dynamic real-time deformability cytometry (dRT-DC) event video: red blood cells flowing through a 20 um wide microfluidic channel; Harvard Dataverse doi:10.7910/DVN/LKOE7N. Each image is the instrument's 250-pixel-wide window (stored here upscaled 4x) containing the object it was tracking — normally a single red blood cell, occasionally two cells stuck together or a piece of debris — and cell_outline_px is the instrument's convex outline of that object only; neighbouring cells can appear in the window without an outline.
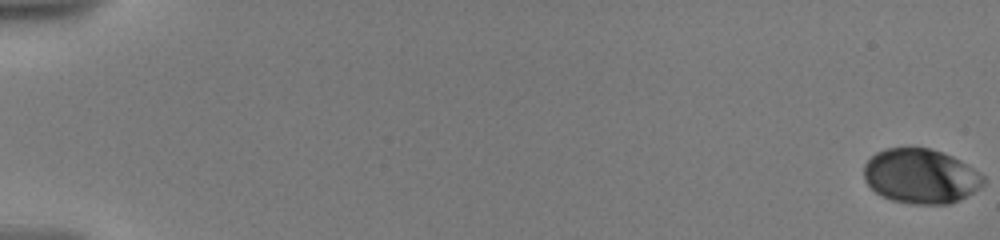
{"species": "human", "species_latin": "Homo sapiens", "temperature_condition": "warm", "stored_images_in_passage": 19, "camera_frame_rate_fps": 3000, "um_per_image_px": 0.085, "donor": {"sex": "male"}, "frame": {"image": 1, "passage_image": 1, "time_ms": 0.0, "image_size_px": [1000, 240], "cell_outline_px": [[984, 184], [980, 188], [960, 200], [948, 204], [912, 204], [892, 200], [876, 192], [864, 180], [864, 164], [876, 152], [888, 148], [928, 148], [952, 156], [960, 160], [980, 172], [984, 176]], "centroid_in_image_um": [78.28, 14.98], "position_along_channel_um": 6.7, "area_um2": 37.97}}
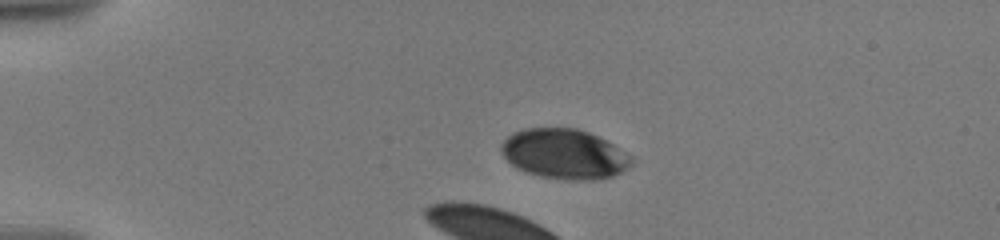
{"frame": {"image": 2, "passage_image": 13, "time_ms": 4.667, "image_size_px": [1000, 240], "cell_outline_px": [[632, 164], [620, 172], [612, 176], [600, 180], [568, 180], [540, 176], [516, 168], [504, 156], [500, 148], [500, 144], [512, 132], [524, 128], [576, 128], [588, 132], [612, 144], [632, 156]], "centroid_in_image_um": [47.95, 13.09], "position_along_channel_um": 37.0, "area_um2": 37.74}}